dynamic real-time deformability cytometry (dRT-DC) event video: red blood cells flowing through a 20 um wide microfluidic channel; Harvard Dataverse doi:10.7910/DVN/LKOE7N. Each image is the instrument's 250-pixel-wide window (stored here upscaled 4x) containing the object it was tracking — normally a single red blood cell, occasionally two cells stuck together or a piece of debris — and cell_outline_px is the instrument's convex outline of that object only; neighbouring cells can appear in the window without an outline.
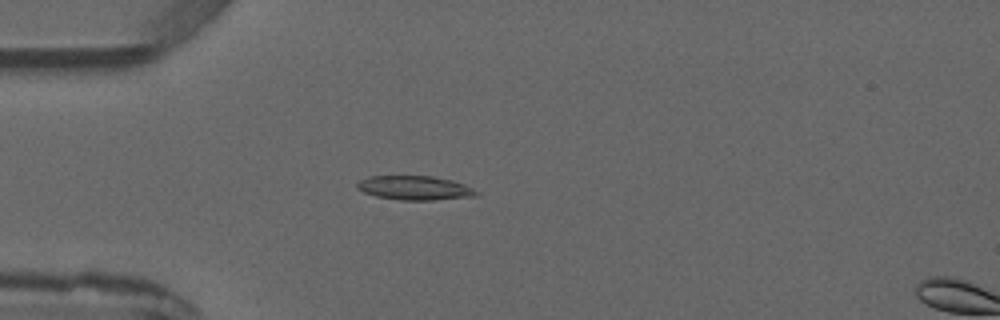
{"species": "common noctule bat (a hibernating species)", "species_latin": "Nyctalus noctula", "temperature_condition": "warm", "stored_images_in_passage": 4, "camera_frame_rate_fps": 3000, "um_per_image_px": 0.085, "animal": {"sex": "male", "forearm_length_mm": 52.5}, "frame": {"image": 1, "passage_image": 3, "time_ms": 2.333, "image_size_px": [1000, 320], "cell_outline_px": [[480, 192], [476, 196], [436, 200], [400, 200], [376, 196], [364, 192], [356, 188], [356, 184], [360, 180], [368, 176], [432, 176], [452, 180], [464, 184]], "centroid_in_image_um": [35.26, 15.97], "position_along_channel_um": 49.7, "area_um2": 16.82}}